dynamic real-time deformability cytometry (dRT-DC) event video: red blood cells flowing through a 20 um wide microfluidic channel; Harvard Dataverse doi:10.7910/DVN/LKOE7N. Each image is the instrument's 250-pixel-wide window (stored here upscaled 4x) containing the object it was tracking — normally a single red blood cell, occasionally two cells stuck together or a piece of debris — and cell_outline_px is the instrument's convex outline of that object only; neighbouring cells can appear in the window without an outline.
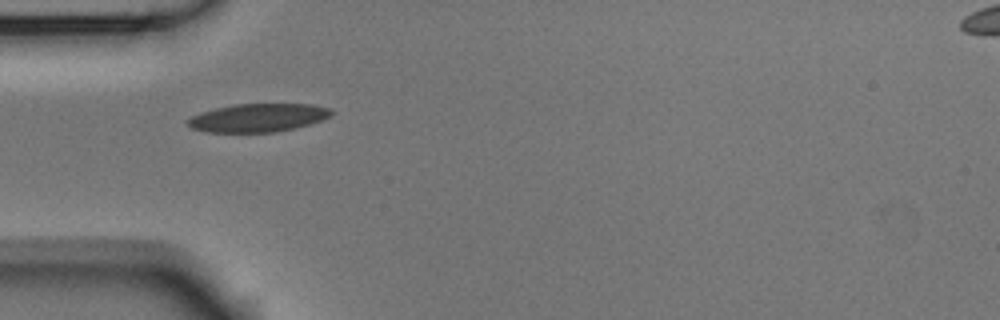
{"species": "Egyptian fruit bat (a non-hibernating species)", "species_latin": "Rousettus aegyptiacus", "temperature_condition": "room temperature", "stored_images_in_passage": 2, "camera_frame_rate_fps": 3000, "um_per_image_px": 0.085, "animal": {"sex": "male"}, "frame": {"image": 1, "passage_image": 1, "time_ms": 0.0, "image_size_px": [1000, 320], "cell_outline_px": [[332, 116], [296, 128], [276, 132], [208, 132], [192, 128], [184, 120], [200, 112], [232, 104], [312, 104], [328, 108], [332, 112]], "centroid_in_image_um": [21.9, 10.01], "position_along_channel_um": 63.1, "area_um2": 23.64}}
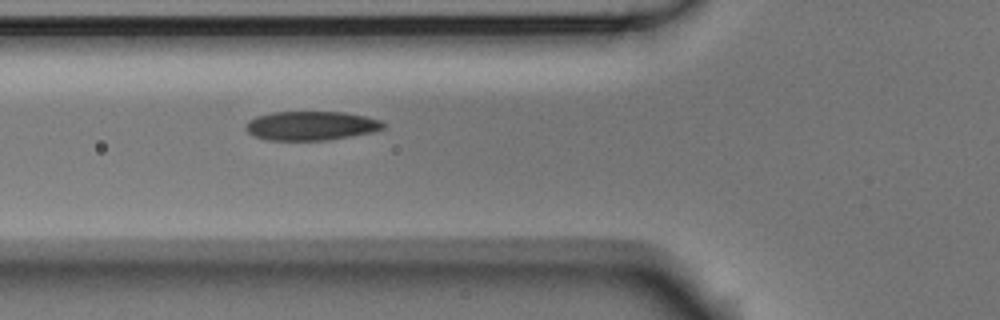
{"frame": {"image": 2, "passage_image": 2, "time_ms": 0.333, "image_size_px": [1000, 320], "cell_outline_px": [[384, 128], [372, 132], [352, 136], [328, 140], [268, 140], [252, 136], [244, 128], [244, 124], [248, 120], [256, 116], [272, 112], [344, 112], [364, 116], [380, 120], [384, 124]], "centroid_in_image_um": [26.38, 10.69], "position_along_channel_um": 99.4, "area_um2": 23.41}}